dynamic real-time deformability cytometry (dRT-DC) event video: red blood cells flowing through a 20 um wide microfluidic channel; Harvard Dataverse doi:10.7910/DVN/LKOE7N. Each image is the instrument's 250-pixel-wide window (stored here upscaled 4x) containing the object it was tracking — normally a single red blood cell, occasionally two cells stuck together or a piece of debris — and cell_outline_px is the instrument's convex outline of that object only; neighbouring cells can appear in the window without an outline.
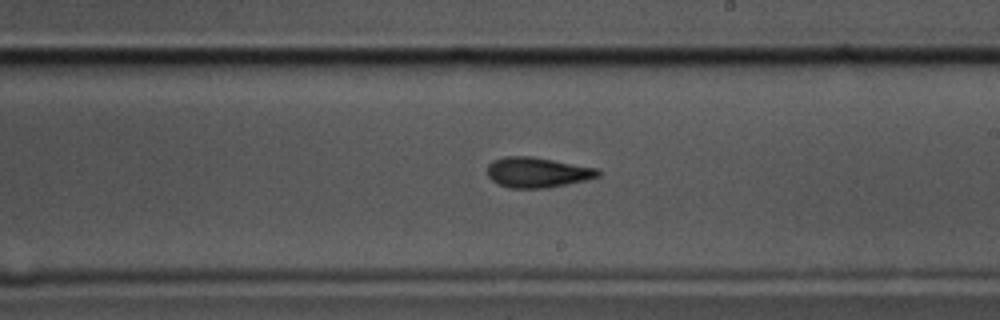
{"species": "common noctule bat (a hibernating species)", "species_latin": "Nyctalus noctula", "temperature_condition": "cold", "stored_images_in_passage": 55, "camera_frame_rate_fps": 3000, "um_per_image_px": 0.085, "animal": {"sex": "male", "body_mass_g": 17.5, "forearm_length_mm": 52.3}, "frame": {"image": 1, "passage_image": 30, "time_ms": 9.667, "image_size_px": [1000, 320], "cell_outline_px": [[600, 176], [584, 180], [544, 188], [508, 188], [492, 180], [488, 176], [488, 164], [492, 160], [504, 156], [532, 156], [600, 168]], "centroid_in_image_um": [45.67, 14.63], "position_along_channel_um": 243.3, "area_um2": 19.54}}
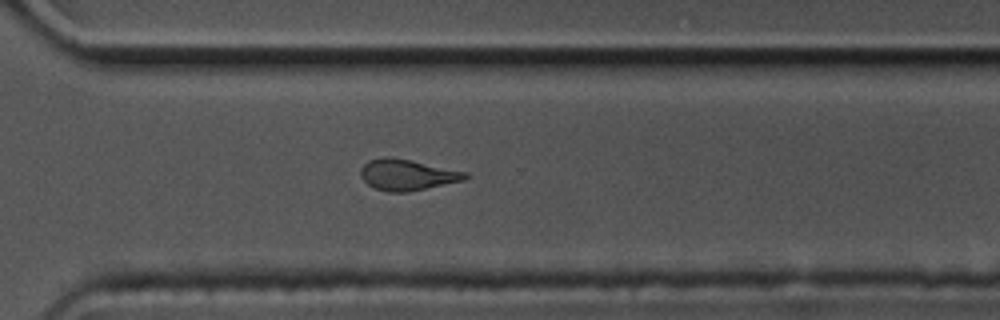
{"frame": {"image": 2, "passage_image": 38, "time_ms": 12.333, "image_size_px": [1000, 320], "cell_outline_px": [[468, 176], [464, 180], [408, 192], [388, 192], [376, 188], [368, 184], [360, 176], [360, 168], [368, 160], [384, 156], [392, 156], [412, 160], [468, 172]], "centroid_in_image_um": [34.59, 14.84], "position_along_channel_um": 336.0, "area_um2": 19.02}}
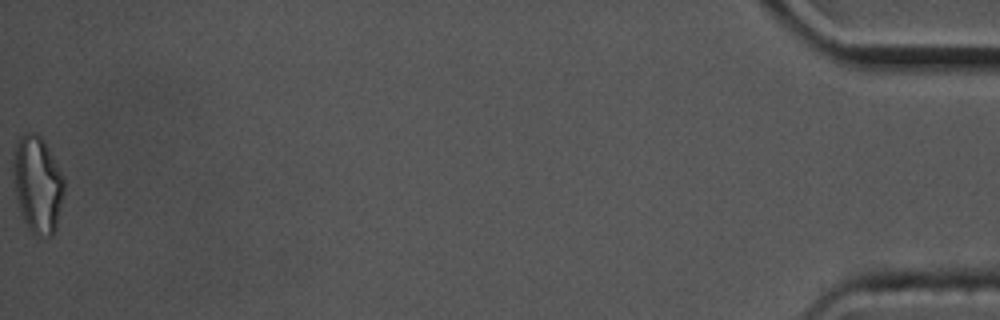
{"frame": {"image": 3, "passage_image": 55, "time_ms": 18.0, "image_size_px": [1000, 320], "cell_outline_px": [[64, 192], [56, 228], [52, 236], [36, 236], [28, 228], [24, 220], [16, 196], [12, 172], [12, 164], [16, 144], [20, 136], [24, 132], [36, 132], [44, 140], [64, 176]], "centroid_in_image_um": [3.19, 15.65], "position_along_channel_um": 432.0, "area_um2": 28.84}, "authors_computed_cell_mechanics": {"area_um2": 19.4786, "velocity_mm_per_s": 3.4756, "shape_relaxation_time_tau1_ms": 3.8327, "shape_relaxation_time_tau2_ms": 2.0248, "deformation_change_tau1": 0.1502, "deformation_change_tau2": 0.0901}}